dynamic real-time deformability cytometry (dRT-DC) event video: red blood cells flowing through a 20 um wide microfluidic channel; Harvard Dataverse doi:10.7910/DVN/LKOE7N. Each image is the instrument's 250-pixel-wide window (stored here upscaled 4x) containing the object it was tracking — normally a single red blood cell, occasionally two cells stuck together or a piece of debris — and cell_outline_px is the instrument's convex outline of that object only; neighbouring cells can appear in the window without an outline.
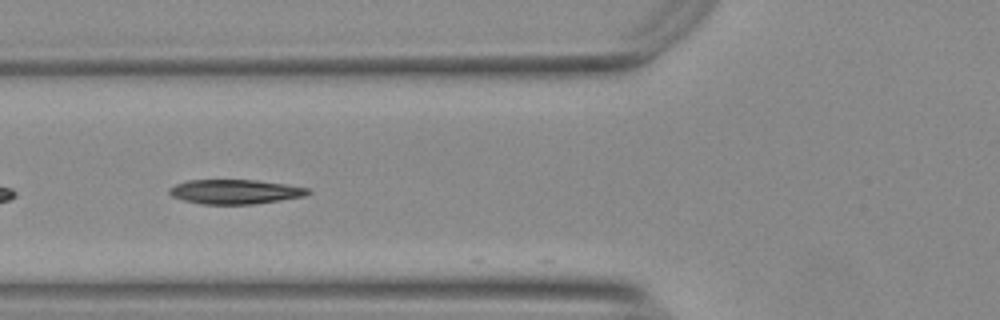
{"species": "Egyptian fruit bat (a non-hibernating species)", "species_latin": "Rousettus aegyptiacus", "temperature_condition": "warm", "stored_images_in_passage": 3, "camera_frame_rate_fps": 3000, "um_per_image_px": 0.085, "animal": {"sex": "female"}, "frame": {"image": 1, "passage_image": 2, "time_ms": 0.333, "image_size_px": [1000, 320], "cell_outline_px": [[312, 192], [304, 196], [280, 200], [252, 204], [204, 204], [184, 200], [172, 196], [168, 192], [168, 188], [176, 184], [188, 180], [256, 180], [284, 184], [308, 188]], "centroid_in_image_um": [19.97, 16.29], "position_along_channel_um": 105.8, "area_um2": 19.59}}